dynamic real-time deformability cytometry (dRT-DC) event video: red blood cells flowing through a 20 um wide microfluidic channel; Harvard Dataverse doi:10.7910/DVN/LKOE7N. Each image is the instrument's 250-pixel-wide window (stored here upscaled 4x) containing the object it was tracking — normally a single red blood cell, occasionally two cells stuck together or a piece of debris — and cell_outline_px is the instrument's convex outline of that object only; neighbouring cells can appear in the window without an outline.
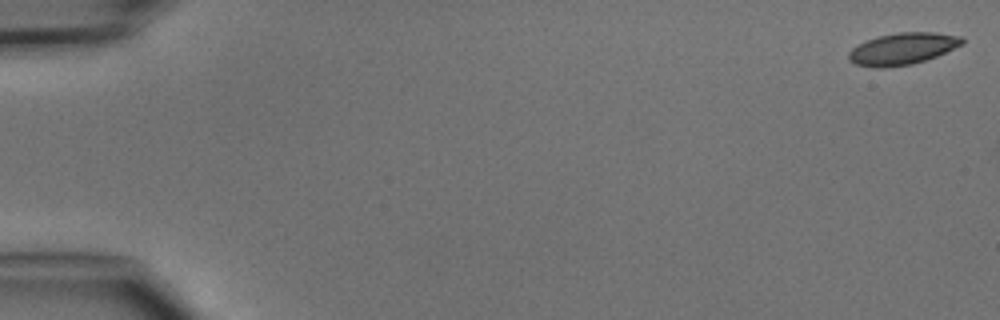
{"species": "common noctule bat (a hibernating species)", "species_latin": "Nyctalus noctula", "temperature_condition": "cold", "stored_images_in_passage": 5, "camera_frame_rate_fps": 3000, "um_per_image_px": 0.085, "animal": {"sex": "male", "body_mass_g": 15.6}, "frame": {"image": 1, "passage_image": 1, "time_ms": 0.0, "image_size_px": [1000, 320], "cell_outline_px": [[964, 44], [936, 56], [912, 64], [884, 68], [876, 68], [856, 64], [848, 60], [848, 52], [852, 48], [868, 40], [880, 36], [896, 32], [936, 32], [964, 36]], "centroid_in_image_um": [76.75, 4.14], "position_along_channel_um": 8.3, "area_um2": 21.04}}
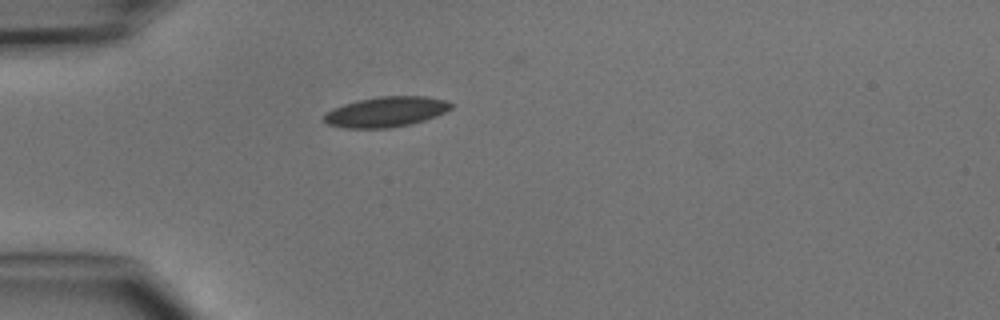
{"frame": {"image": 2, "passage_image": 5, "time_ms": 4.333, "image_size_px": [1000, 320], "cell_outline_px": [[452, 108], [436, 116], [412, 124], [388, 128], [344, 128], [328, 124], [324, 120], [324, 112], [332, 108], [344, 104], [360, 100], [380, 96], [428, 96], [444, 100], [452, 104]], "centroid_in_image_um": [32.8, 9.51], "position_along_channel_um": 52.2, "area_um2": 22.37}}